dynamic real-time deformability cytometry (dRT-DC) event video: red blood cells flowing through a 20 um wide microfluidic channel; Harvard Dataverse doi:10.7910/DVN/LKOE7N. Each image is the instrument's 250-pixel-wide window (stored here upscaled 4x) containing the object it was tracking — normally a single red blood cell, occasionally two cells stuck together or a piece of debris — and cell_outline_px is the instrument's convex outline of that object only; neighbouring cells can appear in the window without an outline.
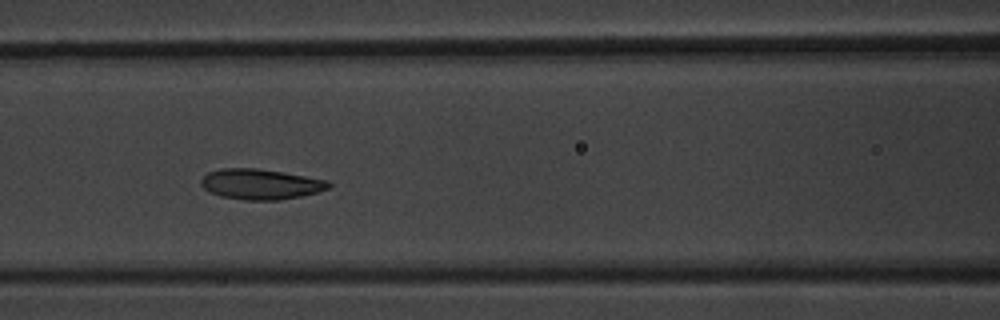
{"species": "common noctule bat (a hibernating species)", "species_latin": "Nyctalus noctula", "temperature_condition": "warm", "stored_images_in_passage": 7, "camera_frame_rate_fps": 3000, "um_per_image_px": 0.085, "animal": {"sex": "male", "body_mass_g": 20.1, "forearm_length_mm": 53.5}, "frame": {"image": 1, "passage_image": 4, "time_ms": 3.333, "image_size_px": [1000, 320], "cell_outline_px": [[332, 184], [328, 188], [316, 192], [300, 196], [280, 200], [244, 200], [220, 196], [204, 188], [200, 184], [200, 180], [208, 172], [224, 168], [256, 168], [284, 172], [328, 180]], "centroid_in_image_um": [22.15, 15.65], "position_along_channel_um": 144.4, "area_um2": 22.54}}
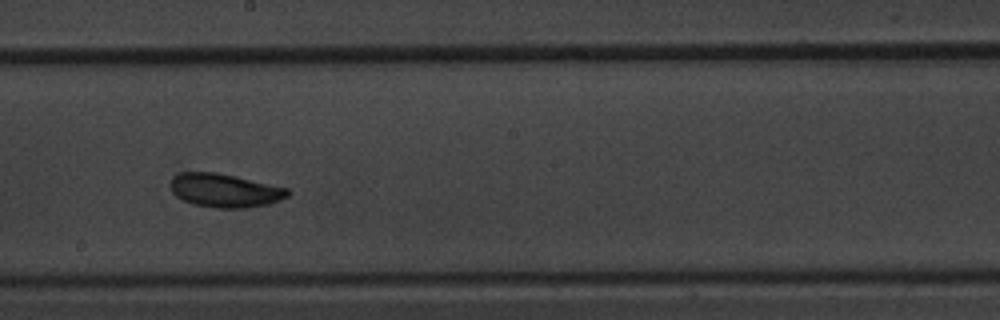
{"frame": {"image": 2, "passage_image": 6, "time_ms": 5.667, "image_size_px": [1000, 320], "cell_outline_px": [[292, 192], [288, 196], [280, 200], [268, 204], [248, 208], [216, 208], [192, 204], [176, 196], [172, 192], [172, 180], [180, 172], [216, 172], [288, 188]], "centroid_in_image_um": [19.15, 16.2], "position_along_channel_um": 229.1, "area_um2": 22.83}}
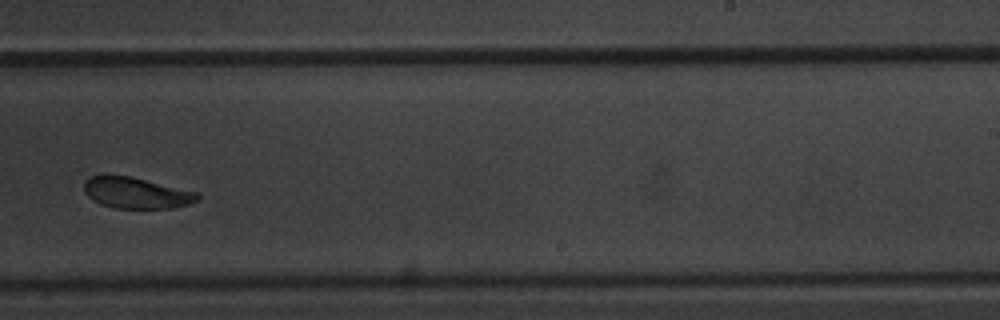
{"frame": {"image": 3, "passage_image": 7, "time_ms": 7.0, "image_size_px": [1000, 320], "cell_outline_px": [[200, 196], [196, 200], [188, 204], [172, 208], [112, 208], [100, 204], [92, 200], [84, 192], [84, 180], [88, 176], [128, 176], [200, 192]], "centroid_in_image_um": [11.57, 16.4], "position_along_channel_um": 277.4, "area_um2": 20.52}}